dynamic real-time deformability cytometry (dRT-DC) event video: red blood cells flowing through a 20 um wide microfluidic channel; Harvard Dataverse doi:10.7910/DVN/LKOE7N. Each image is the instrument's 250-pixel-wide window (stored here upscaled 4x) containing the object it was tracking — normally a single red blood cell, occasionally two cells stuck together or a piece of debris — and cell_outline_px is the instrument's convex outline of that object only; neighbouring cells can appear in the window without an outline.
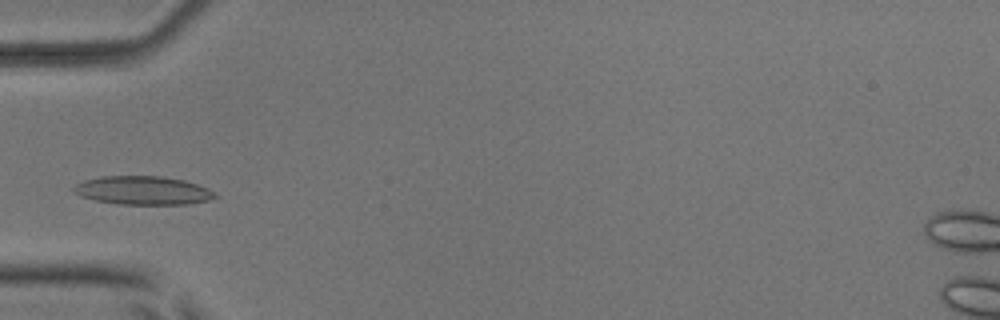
{"species": "common noctule bat (a hibernating species)", "species_latin": "Nyctalus noctula", "temperature_condition": "room temperature", "stored_images_in_passage": 5, "camera_frame_rate_fps": 3000, "um_per_image_px": 0.085, "animal": {"sex": "male", "body_mass_g": 17.9, "forearm_length_mm": 54.2}, "frame": {"image": 1, "passage_image": 4, "time_ms": 3.333, "image_size_px": [1000, 320], "cell_outline_px": [[216, 196], [208, 200], [188, 204], [116, 204], [96, 200], [80, 196], [72, 192], [72, 188], [76, 184], [84, 180], [100, 176], [160, 176], [184, 180], [208, 188]], "centroid_in_image_um": [12.08, 16.18], "position_along_channel_um": 72.9, "area_um2": 23.41}}
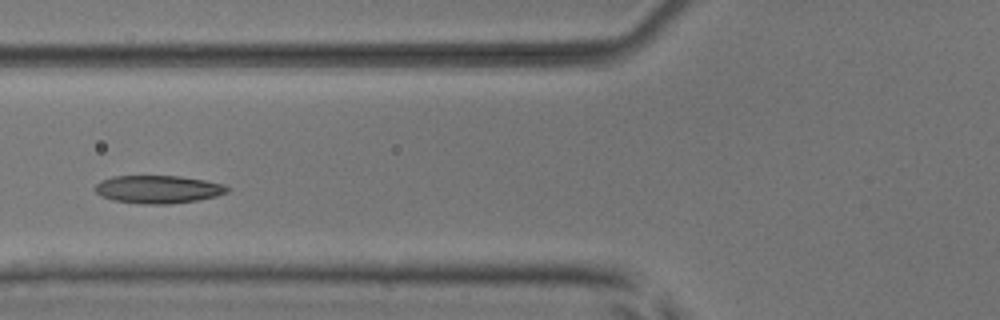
{"frame": {"image": 2, "passage_image": 5, "time_ms": 4.333, "image_size_px": [1000, 320], "cell_outline_px": [[228, 192], [216, 196], [196, 200], [168, 204], [144, 204], [112, 200], [100, 196], [92, 188], [100, 180], [112, 176], [180, 176], [204, 180], [224, 184], [228, 188]], "centroid_in_image_um": [13.38, 16.09], "position_along_channel_um": 112.4, "area_um2": 21.56}}